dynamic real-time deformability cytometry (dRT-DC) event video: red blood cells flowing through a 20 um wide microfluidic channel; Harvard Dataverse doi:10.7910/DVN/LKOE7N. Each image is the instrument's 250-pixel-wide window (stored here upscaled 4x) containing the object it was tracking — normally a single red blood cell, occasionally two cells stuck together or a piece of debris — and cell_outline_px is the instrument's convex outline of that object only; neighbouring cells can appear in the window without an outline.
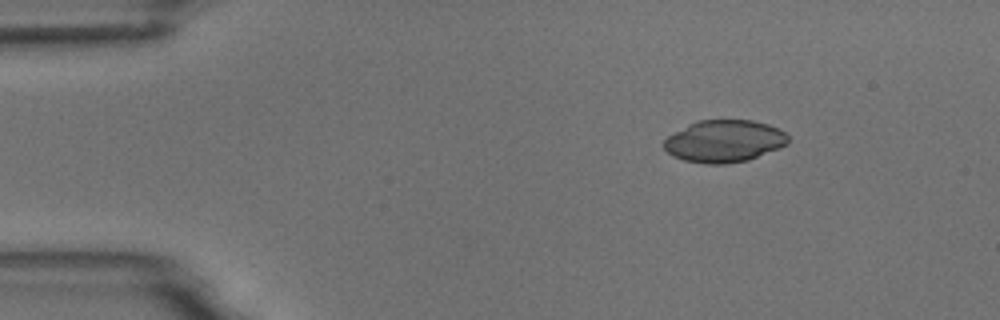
{"species": "common noctule bat (a hibernating species)", "species_latin": "Nyctalus noctula", "temperature_condition": "room temperature", "stored_images_in_passage": 3, "camera_frame_rate_fps": 3000, "um_per_image_px": 0.085, "animal": {"sex": "male", "body_mass_g": 18.8}, "frame": {"image": 1, "passage_image": 1, "time_ms": 0.0, "image_size_px": [1000, 320], "cell_outline_px": [[788, 144], [780, 148], [748, 160], [728, 164], [704, 164], [684, 160], [672, 156], [664, 148], [664, 140], [668, 136], [688, 124], [696, 120], [752, 120], [768, 124], [784, 132], [788, 136]], "centroid_in_image_um": [61.55, 12.0], "position_along_channel_um": 23.4, "area_um2": 30.63}}